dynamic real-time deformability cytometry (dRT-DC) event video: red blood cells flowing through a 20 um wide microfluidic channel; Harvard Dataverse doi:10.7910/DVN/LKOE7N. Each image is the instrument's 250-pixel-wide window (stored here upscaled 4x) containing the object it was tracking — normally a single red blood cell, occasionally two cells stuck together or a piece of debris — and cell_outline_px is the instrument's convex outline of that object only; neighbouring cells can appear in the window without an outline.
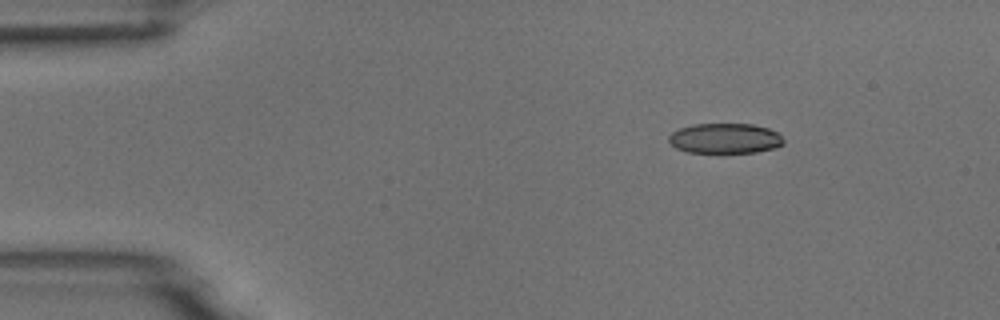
{"species": "common noctule bat (a hibernating species)", "species_latin": "Nyctalus noctula", "temperature_condition": "room temperature", "stored_images_in_passage": 3, "camera_frame_rate_fps": 3000, "um_per_image_px": 0.085, "animal": {"sex": "male", "body_mass_g": 18.8}, "frame": {"image": 1, "passage_image": 1, "time_ms": 0.0, "image_size_px": [1000, 320], "cell_outline_px": [[784, 144], [776, 148], [756, 152], [688, 152], [676, 148], [668, 140], [668, 136], [672, 132], [680, 128], [692, 124], [752, 124], [768, 128], [776, 132], [784, 140]], "centroid_in_image_um": [61.63, 11.76], "position_along_channel_um": 23.4, "area_um2": 20.11}}
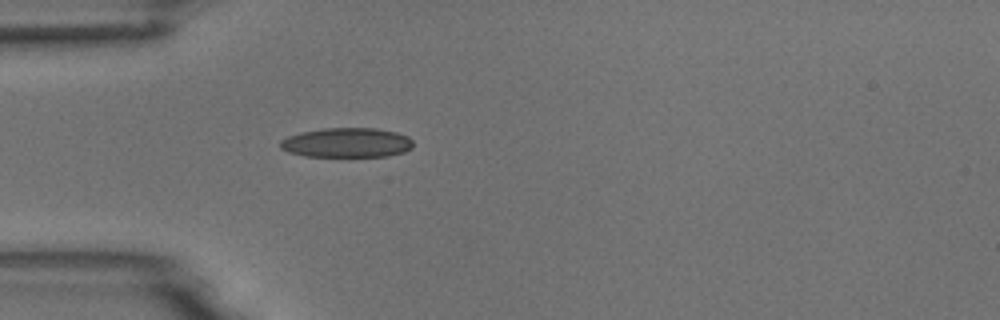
{"frame": {"image": 2, "passage_image": 3, "time_ms": 2.667, "image_size_px": [1000, 320], "cell_outline_px": [[412, 148], [404, 152], [388, 156], [304, 156], [288, 152], [280, 148], [280, 140], [288, 136], [300, 132], [324, 128], [376, 128], [396, 132], [408, 136], [412, 140]], "centroid_in_image_um": [29.47, 12.12], "position_along_channel_um": 55.5, "area_um2": 23.0}}